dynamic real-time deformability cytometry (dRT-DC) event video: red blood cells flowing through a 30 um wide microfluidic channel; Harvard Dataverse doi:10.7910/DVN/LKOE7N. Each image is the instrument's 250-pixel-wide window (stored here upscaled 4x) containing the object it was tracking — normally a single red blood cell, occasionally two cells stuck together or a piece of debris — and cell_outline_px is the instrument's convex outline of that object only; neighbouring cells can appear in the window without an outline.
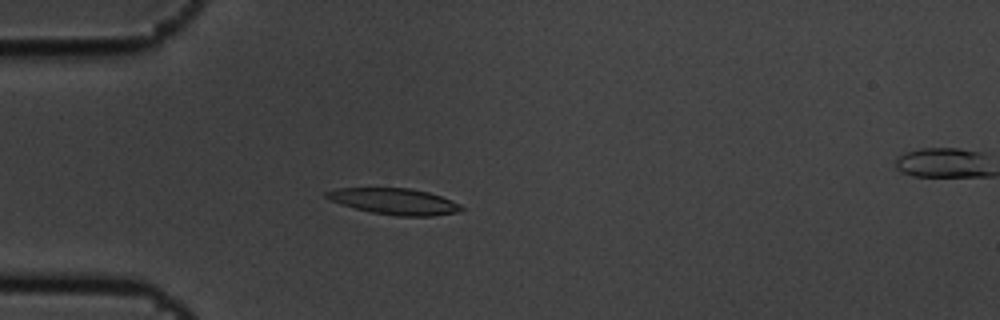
{"species": "common noctule bat (a hibernating species)", "species_latin": "Nyctalus noctula", "temperature_condition": "cold", "stored_images_in_passage": 6, "camera_frame_rate_fps": 3000, "um_per_image_px": 0.085, "animal": {"sex": "male", "body_mass_g": 19.5, "forearm_length_mm": 54.6}, "frame": {"image": 1, "passage_image": 5, "time_ms": 1.333, "image_size_px": [1000, 320], "cell_outline_px": [[464, 208], [460, 212], [432, 216], [396, 216], [372, 212], [356, 208], [332, 200], [324, 196], [324, 192], [336, 188], [408, 188], [428, 192], [452, 200], [460, 204]], "centroid_in_image_um": [33.57, 17.12], "position_along_channel_um": 51.4, "area_um2": 20.4}}